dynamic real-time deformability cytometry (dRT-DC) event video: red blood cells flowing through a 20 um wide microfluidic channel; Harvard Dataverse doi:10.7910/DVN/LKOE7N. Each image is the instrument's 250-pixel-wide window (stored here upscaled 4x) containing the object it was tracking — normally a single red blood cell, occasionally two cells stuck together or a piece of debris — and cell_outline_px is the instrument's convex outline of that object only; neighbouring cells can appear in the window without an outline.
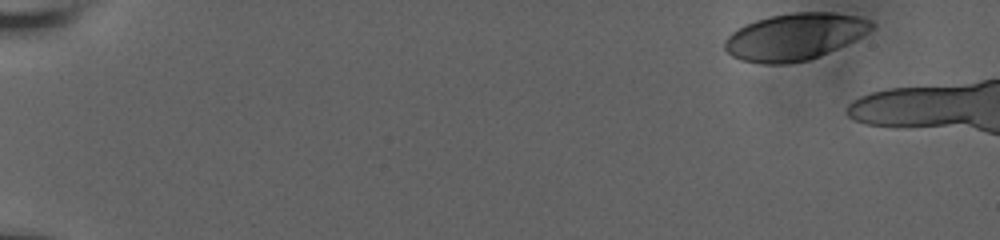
{"species": "human", "species_latin": "Homo sapiens", "temperature_condition": "room temperature", "stored_images_in_passage": 7, "camera_frame_rate_fps": 3000, "um_per_image_px": 0.085, "donor": {"sex": "male"}, "frame": {"image": 1, "passage_image": 1, "time_ms": 0.0, "image_size_px": [1000, 240], "cell_outline_px": [[876, 24], [868, 32], [820, 56], [808, 60], [784, 64], [764, 64], [740, 60], [732, 56], [724, 48], [724, 40], [736, 28], [744, 24], [756, 20], [772, 16], [792, 12], [832, 12], [856, 16], [872, 20]], "centroid_in_image_um": [67.51, 3.11], "position_along_channel_um": 17.5, "area_um2": 39.94}}